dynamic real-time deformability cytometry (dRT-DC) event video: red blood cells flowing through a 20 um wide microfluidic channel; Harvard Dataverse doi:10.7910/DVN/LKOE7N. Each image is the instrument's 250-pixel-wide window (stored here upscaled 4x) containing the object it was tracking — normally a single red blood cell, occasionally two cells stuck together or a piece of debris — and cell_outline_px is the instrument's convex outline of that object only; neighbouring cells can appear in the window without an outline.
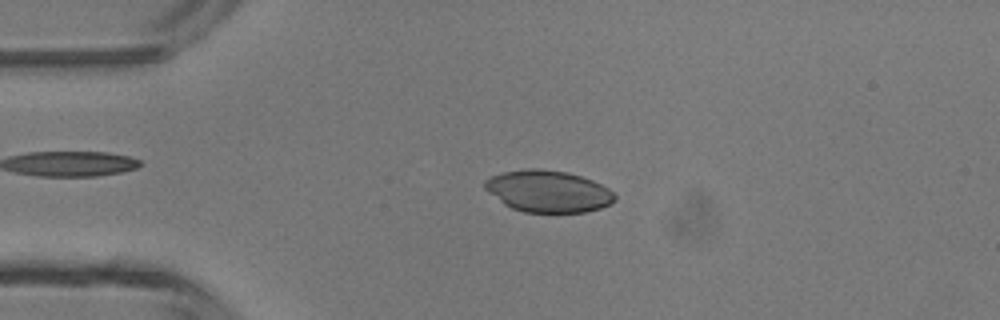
{"species": "common noctule bat (a hibernating species)", "species_latin": "Nyctalus noctula", "temperature_condition": "room temperature", "stored_images_in_passage": 46, "camera_frame_rate_fps": 3000, "um_per_image_px": 0.085, "animal": {"sex": "male", "body_mass_g": 13.3}, "frame": {"image": 1, "passage_image": 10, "time_ms": 3.0, "image_size_px": [1000, 320], "cell_outline_px": [[616, 200], [600, 208], [584, 212], [524, 212], [512, 208], [504, 204], [488, 192], [484, 188], [484, 180], [492, 176], [504, 172], [528, 168], [536, 168], [568, 172], [592, 180], [608, 188], [616, 196]], "centroid_in_image_um": [46.57, 16.25], "position_along_channel_um": 38.4, "area_um2": 31.5}}
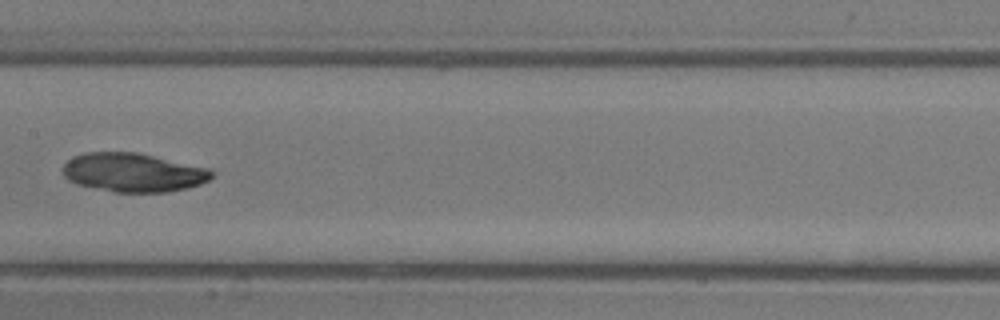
{"frame": {"image": 2, "passage_image": 23, "time_ms": 7.333, "image_size_px": [1000, 320], "cell_outline_px": [[216, 172], [208, 180], [200, 184], [188, 188], [168, 192], [116, 192], [76, 184], [68, 180], [64, 176], [64, 164], [72, 156], [84, 152], [136, 152], [208, 168]], "centroid_in_image_um": [11.32, 14.66], "position_along_channel_um": 196.1, "area_um2": 33.64}}
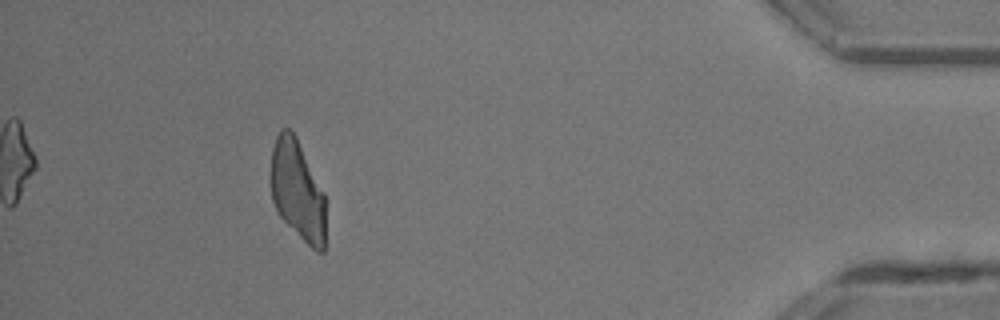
{"frame": {"image": 3, "passage_image": 42, "time_ms": 13.667, "image_size_px": [1000, 320], "cell_outline_px": [[324, 252], [316, 252], [276, 212], [272, 200], [268, 180], [268, 176], [272, 148], [276, 136], [280, 128], [288, 128], [296, 136], [324, 192]], "centroid_in_image_um": [25.22, 16.13], "position_along_channel_um": 410.0, "area_um2": 32.25}}